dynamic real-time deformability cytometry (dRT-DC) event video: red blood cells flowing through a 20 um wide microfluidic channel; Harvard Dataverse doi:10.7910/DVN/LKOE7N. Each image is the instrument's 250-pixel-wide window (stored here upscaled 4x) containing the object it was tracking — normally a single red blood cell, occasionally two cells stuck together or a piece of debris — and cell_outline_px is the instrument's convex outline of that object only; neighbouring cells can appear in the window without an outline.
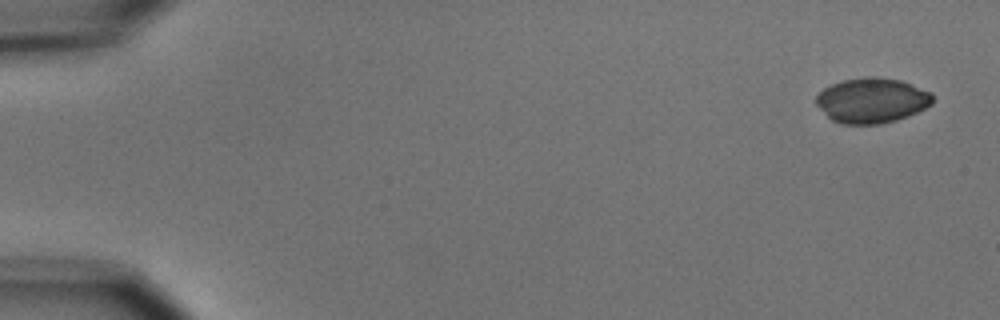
{"species": "common noctule bat (a hibernating species)", "species_latin": "Nyctalus noctula", "temperature_condition": "cold", "stored_images_in_passage": 6, "camera_frame_rate_fps": 3000, "um_per_image_px": 0.085, "animal": {"sex": "male", "body_mass_g": 15.6}, "frame": {"image": 1, "passage_image": 1, "time_ms": 0.0, "image_size_px": [1000, 320], "cell_outline_px": [[932, 104], [908, 116], [896, 120], [880, 124], [844, 124], [832, 120], [816, 104], [816, 96], [824, 88], [832, 84], [844, 80], [864, 76], [876, 76], [900, 80], [932, 92]], "centroid_in_image_um": [74.11, 8.53], "position_along_channel_um": 10.9, "area_um2": 30.52}}